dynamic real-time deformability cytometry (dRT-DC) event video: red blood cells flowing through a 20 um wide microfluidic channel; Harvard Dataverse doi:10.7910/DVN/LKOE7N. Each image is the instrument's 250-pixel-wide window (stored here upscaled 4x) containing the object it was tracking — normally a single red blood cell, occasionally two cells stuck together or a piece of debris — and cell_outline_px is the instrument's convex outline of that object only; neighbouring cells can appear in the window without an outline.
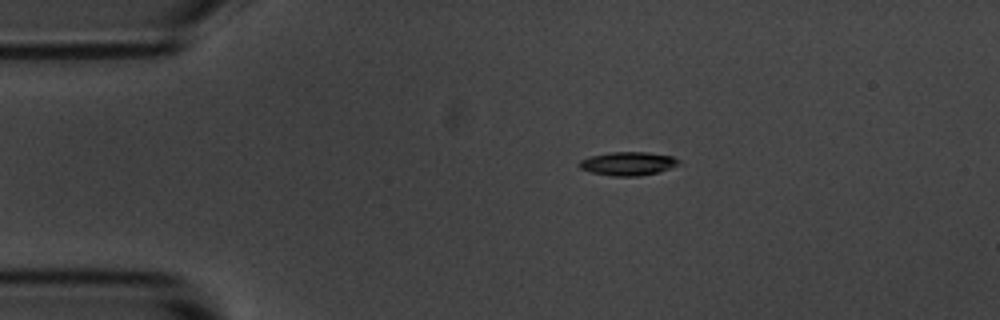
{"species": "common noctule bat (a hibernating species)", "species_latin": "Nyctalus noctula", "temperature_condition": "room temperature", "stored_images_in_passage": 4, "camera_frame_rate_fps": 3000, "um_per_image_px": 0.085, "animal": {"sex": "male", "body_mass_g": 20.1, "forearm_length_mm": 53.5}, "frame": {"image": 1, "passage_image": 2, "time_ms": 1.333, "image_size_px": [1000, 320], "cell_outline_px": [[680, 164], [660, 172], [640, 176], [612, 176], [592, 172], [580, 168], [576, 164], [580, 160], [588, 156], [612, 152], [648, 152], [672, 156], [680, 160]], "centroid_in_image_um": [53.37, 13.9], "position_along_channel_um": 31.6, "area_um2": 13.81}}
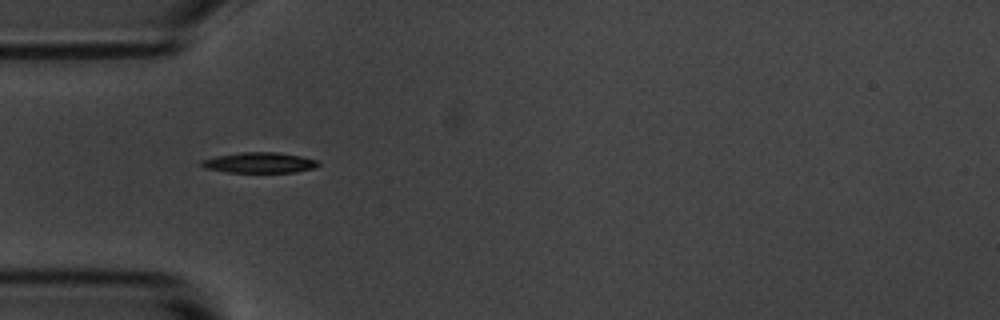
{"frame": {"image": 2, "passage_image": 4, "time_ms": 3.333, "image_size_px": [1000, 320], "cell_outline_px": [[320, 164], [312, 168], [296, 172], [228, 172], [204, 168], [200, 164], [200, 160], [216, 156], [240, 152], [276, 152], [300, 156], [316, 160]], "centroid_in_image_um": [22.0, 13.82], "position_along_channel_um": 63.0, "area_um2": 13.87}}